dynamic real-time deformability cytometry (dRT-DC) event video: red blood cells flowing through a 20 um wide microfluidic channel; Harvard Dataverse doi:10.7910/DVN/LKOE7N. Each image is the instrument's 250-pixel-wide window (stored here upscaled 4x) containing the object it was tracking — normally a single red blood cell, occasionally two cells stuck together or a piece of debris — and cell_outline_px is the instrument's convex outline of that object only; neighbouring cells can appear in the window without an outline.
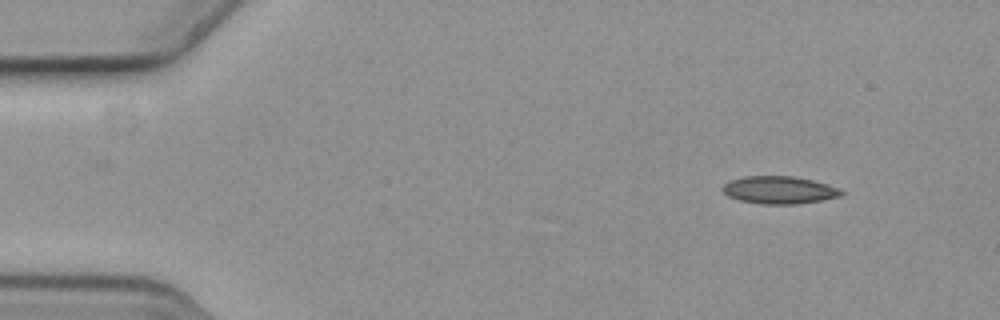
{"species": "common noctule bat (a hibernating species)", "species_latin": "Nyctalus noctula", "temperature_condition": "cold", "stored_images_in_passage": 3, "camera_frame_rate_fps": 3000, "um_per_image_px": 0.085, "animal": {"sex": "female", "body_mass_g": 19.3, "forearm_length_mm": 54.1}, "frame": {"image": 1, "passage_image": 1, "time_ms": 0.0, "image_size_px": [1000, 320], "cell_outline_px": [[844, 192], [840, 196], [820, 200], [796, 204], [760, 204], [740, 200], [728, 196], [724, 192], [724, 184], [732, 180], [744, 176], [792, 176], [812, 180], [836, 188]], "centroid_in_image_um": [66.21, 16.15], "position_along_channel_um": 18.8, "area_um2": 18.67}}